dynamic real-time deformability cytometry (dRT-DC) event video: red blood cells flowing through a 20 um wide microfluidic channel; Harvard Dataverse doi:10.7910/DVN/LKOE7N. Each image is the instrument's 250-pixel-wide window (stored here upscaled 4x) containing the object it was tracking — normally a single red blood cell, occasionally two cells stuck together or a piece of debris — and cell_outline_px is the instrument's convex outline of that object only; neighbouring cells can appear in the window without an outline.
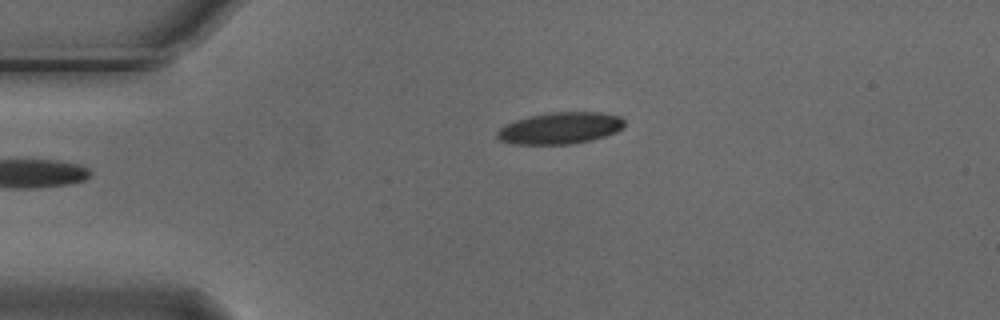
{"species": "Egyptian fruit bat (a non-hibernating species)", "species_latin": "Rousettus aegyptiacus", "temperature_condition": "cold", "stored_images_in_passage": 2, "camera_frame_rate_fps": 3000, "um_per_image_px": 0.085, "animal": {"sex": "male"}, "frame": {"image": 1, "passage_image": 2, "time_ms": 0.333, "image_size_px": [1000, 320], "cell_outline_px": [[624, 128], [616, 132], [592, 140], [572, 144], [512, 144], [500, 140], [496, 136], [496, 132], [504, 124], [528, 116], [548, 112], [600, 112], [620, 116], [624, 120]], "centroid_in_image_um": [47.6, 10.89], "position_along_channel_um": 37.4, "area_um2": 23.7}}